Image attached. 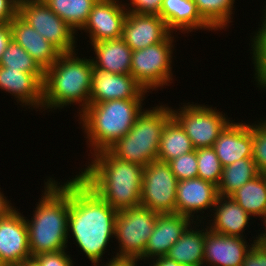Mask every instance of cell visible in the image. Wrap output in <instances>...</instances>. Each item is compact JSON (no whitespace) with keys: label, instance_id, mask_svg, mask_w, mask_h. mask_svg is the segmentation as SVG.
<instances>
[{"label":"cell","instance_id":"cell-23","mask_svg":"<svg viewBox=\"0 0 266 266\" xmlns=\"http://www.w3.org/2000/svg\"><path fill=\"white\" fill-rule=\"evenodd\" d=\"M214 211V212H213ZM214 220L209 222L208 228L214 233L243 237L246 226L249 227L250 215L230 196H220L213 207Z\"/></svg>","mask_w":266,"mask_h":266},{"label":"cell","instance_id":"cell-24","mask_svg":"<svg viewBox=\"0 0 266 266\" xmlns=\"http://www.w3.org/2000/svg\"><path fill=\"white\" fill-rule=\"evenodd\" d=\"M93 66L113 74H130L132 49L122 38L92 43Z\"/></svg>","mask_w":266,"mask_h":266},{"label":"cell","instance_id":"cell-18","mask_svg":"<svg viewBox=\"0 0 266 266\" xmlns=\"http://www.w3.org/2000/svg\"><path fill=\"white\" fill-rule=\"evenodd\" d=\"M195 221L184 215L159 214L152 234L149 237L143 260L154 261L156 258L165 257L169 249L179 240L186 228Z\"/></svg>","mask_w":266,"mask_h":266},{"label":"cell","instance_id":"cell-7","mask_svg":"<svg viewBox=\"0 0 266 266\" xmlns=\"http://www.w3.org/2000/svg\"><path fill=\"white\" fill-rule=\"evenodd\" d=\"M158 215L159 213L143 206L118 211L114 237L117 239L119 249L114 261H143V253Z\"/></svg>","mask_w":266,"mask_h":266},{"label":"cell","instance_id":"cell-32","mask_svg":"<svg viewBox=\"0 0 266 266\" xmlns=\"http://www.w3.org/2000/svg\"><path fill=\"white\" fill-rule=\"evenodd\" d=\"M198 174L197 177L218 186L223 167L213 147L196 149Z\"/></svg>","mask_w":266,"mask_h":266},{"label":"cell","instance_id":"cell-6","mask_svg":"<svg viewBox=\"0 0 266 266\" xmlns=\"http://www.w3.org/2000/svg\"><path fill=\"white\" fill-rule=\"evenodd\" d=\"M152 108L143 110L130 131L107 149L114 157L143 167L157 160L162 131L172 112L162 104Z\"/></svg>","mask_w":266,"mask_h":266},{"label":"cell","instance_id":"cell-30","mask_svg":"<svg viewBox=\"0 0 266 266\" xmlns=\"http://www.w3.org/2000/svg\"><path fill=\"white\" fill-rule=\"evenodd\" d=\"M200 15L217 31L230 24L235 0H193Z\"/></svg>","mask_w":266,"mask_h":266},{"label":"cell","instance_id":"cell-46","mask_svg":"<svg viewBox=\"0 0 266 266\" xmlns=\"http://www.w3.org/2000/svg\"><path fill=\"white\" fill-rule=\"evenodd\" d=\"M43 0H14L15 4L19 7L25 3H31V2H41Z\"/></svg>","mask_w":266,"mask_h":266},{"label":"cell","instance_id":"cell-2","mask_svg":"<svg viewBox=\"0 0 266 266\" xmlns=\"http://www.w3.org/2000/svg\"><path fill=\"white\" fill-rule=\"evenodd\" d=\"M91 156L77 175L116 211L140 206L144 167L120 160L108 150Z\"/></svg>","mask_w":266,"mask_h":266},{"label":"cell","instance_id":"cell-35","mask_svg":"<svg viewBox=\"0 0 266 266\" xmlns=\"http://www.w3.org/2000/svg\"><path fill=\"white\" fill-rule=\"evenodd\" d=\"M265 11V12H264ZM264 15L261 17L263 20H261L262 24L259 25L260 28H258V31H256L253 36V38H250L251 42V48L250 51H252V62L254 64V68L258 64H266V5L265 9H263Z\"/></svg>","mask_w":266,"mask_h":266},{"label":"cell","instance_id":"cell-29","mask_svg":"<svg viewBox=\"0 0 266 266\" xmlns=\"http://www.w3.org/2000/svg\"><path fill=\"white\" fill-rule=\"evenodd\" d=\"M98 0H43L71 28L80 30Z\"/></svg>","mask_w":266,"mask_h":266},{"label":"cell","instance_id":"cell-1","mask_svg":"<svg viewBox=\"0 0 266 266\" xmlns=\"http://www.w3.org/2000/svg\"><path fill=\"white\" fill-rule=\"evenodd\" d=\"M118 211L105 202L78 175L69 178V216L67 236L93 266H99L110 239L114 238ZM72 233V234H71ZM71 234V235H70ZM75 238V239H74ZM103 258V259H102Z\"/></svg>","mask_w":266,"mask_h":266},{"label":"cell","instance_id":"cell-16","mask_svg":"<svg viewBox=\"0 0 266 266\" xmlns=\"http://www.w3.org/2000/svg\"><path fill=\"white\" fill-rule=\"evenodd\" d=\"M205 226L204 266H241L249 250L259 241L256 235L248 245L245 238L214 233Z\"/></svg>","mask_w":266,"mask_h":266},{"label":"cell","instance_id":"cell-47","mask_svg":"<svg viewBox=\"0 0 266 266\" xmlns=\"http://www.w3.org/2000/svg\"><path fill=\"white\" fill-rule=\"evenodd\" d=\"M20 266H40L33 258L25 261L23 264Z\"/></svg>","mask_w":266,"mask_h":266},{"label":"cell","instance_id":"cell-14","mask_svg":"<svg viewBox=\"0 0 266 266\" xmlns=\"http://www.w3.org/2000/svg\"><path fill=\"white\" fill-rule=\"evenodd\" d=\"M147 92L131 74H113L92 66L89 104L115 99H144Z\"/></svg>","mask_w":266,"mask_h":266},{"label":"cell","instance_id":"cell-20","mask_svg":"<svg viewBox=\"0 0 266 266\" xmlns=\"http://www.w3.org/2000/svg\"><path fill=\"white\" fill-rule=\"evenodd\" d=\"M0 90L10 93L22 107L42 109L43 83L32 73L0 67Z\"/></svg>","mask_w":266,"mask_h":266},{"label":"cell","instance_id":"cell-17","mask_svg":"<svg viewBox=\"0 0 266 266\" xmlns=\"http://www.w3.org/2000/svg\"><path fill=\"white\" fill-rule=\"evenodd\" d=\"M172 32L159 15L128 12L122 39L132 51L164 41Z\"/></svg>","mask_w":266,"mask_h":266},{"label":"cell","instance_id":"cell-33","mask_svg":"<svg viewBox=\"0 0 266 266\" xmlns=\"http://www.w3.org/2000/svg\"><path fill=\"white\" fill-rule=\"evenodd\" d=\"M253 137L252 159L262 174L266 173V122L260 119L258 123L251 124Z\"/></svg>","mask_w":266,"mask_h":266},{"label":"cell","instance_id":"cell-10","mask_svg":"<svg viewBox=\"0 0 266 266\" xmlns=\"http://www.w3.org/2000/svg\"><path fill=\"white\" fill-rule=\"evenodd\" d=\"M177 183L168 162H150L143 170L140 206L159 214L175 213Z\"/></svg>","mask_w":266,"mask_h":266},{"label":"cell","instance_id":"cell-31","mask_svg":"<svg viewBox=\"0 0 266 266\" xmlns=\"http://www.w3.org/2000/svg\"><path fill=\"white\" fill-rule=\"evenodd\" d=\"M0 67L22 70L34 74L42 83L44 82V70L30 56V54L13 39L0 59Z\"/></svg>","mask_w":266,"mask_h":266},{"label":"cell","instance_id":"cell-45","mask_svg":"<svg viewBox=\"0 0 266 266\" xmlns=\"http://www.w3.org/2000/svg\"><path fill=\"white\" fill-rule=\"evenodd\" d=\"M264 227L265 228V232H261V234H259V244L262 245L265 249H266V221L263 222Z\"/></svg>","mask_w":266,"mask_h":266},{"label":"cell","instance_id":"cell-3","mask_svg":"<svg viewBox=\"0 0 266 266\" xmlns=\"http://www.w3.org/2000/svg\"><path fill=\"white\" fill-rule=\"evenodd\" d=\"M44 192L37 202L28 230L31 257L66 250L69 216V180L58 183L52 177L44 182Z\"/></svg>","mask_w":266,"mask_h":266},{"label":"cell","instance_id":"cell-22","mask_svg":"<svg viewBox=\"0 0 266 266\" xmlns=\"http://www.w3.org/2000/svg\"><path fill=\"white\" fill-rule=\"evenodd\" d=\"M159 16L166 22L168 29L175 34L193 30L216 31L199 13L193 0H163Z\"/></svg>","mask_w":266,"mask_h":266},{"label":"cell","instance_id":"cell-25","mask_svg":"<svg viewBox=\"0 0 266 266\" xmlns=\"http://www.w3.org/2000/svg\"><path fill=\"white\" fill-rule=\"evenodd\" d=\"M195 223L193 227L190 224L179 240L169 249L166 255L168 259L182 266H204L205 227L203 229L201 226L202 228L198 229L196 226L199 227L201 222L195 221ZM199 223L200 225H197Z\"/></svg>","mask_w":266,"mask_h":266},{"label":"cell","instance_id":"cell-38","mask_svg":"<svg viewBox=\"0 0 266 266\" xmlns=\"http://www.w3.org/2000/svg\"><path fill=\"white\" fill-rule=\"evenodd\" d=\"M241 266H266V249L259 242L255 243Z\"/></svg>","mask_w":266,"mask_h":266},{"label":"cell","instance_id":"cell-39","mask_svg":"<svg viewBox=\"0 0 266 266\" xmlns=\"http://www.w3.org/2000/svg\"><path fill=\"white\" fill-rule=\"evenodd\" d=\"M18 15L14 0H0V23H10Z\"/></svg>","mask_w":266,"mask_h":266},{"label":"cell","instance_id":"cell-21","mask_svg":"<svg viewBox=\"0 0 266 266\" xmlns=\"http://www.w3.org/2000/svg\"><path fill=\"white\" fill-rule=\"evenodd\" d=\"M12 39L23 47L45 71L61 55V52L19 15L11 22Z\"/></svg>","mask_w":266,"mask_h":266},{"label":"cell","instance_id":"cell-4","mask_svg":"<svg viewBox=\"0 0 266 266\" xmlns=\"http://www.w3.org/2000/svg\"><path fill=\"white\" fill-rule=\"evenodd\" d=\"M76 51L61 53L58 59L45 70L43 82V111L79 105V115L90 101L92 60L79 58ZM86 58V59H85ZM54 108V109H53ZM80 109V110H79Z\"/></svg>","mask_w":266,"mask_h":266},{"label":"cell","instance_id":"cell-41","mask_svg":"<svg viewBox=\"0 0 266 266\" xmlns=\"http://www.w3.org/2000/svg\"><path fill=\"white\" fill-rule=\"evenodd\" d=\"M254 71V79H256L255 82H257V87H259V89L261 87L263 90H266V64H258Z\"/></svg>","mask_w":266,"mask_h":266},{"label":"cell","instance_id":"cell-28","mask_svg":"<svg viewBox=\"0 0 266 266\" xmlns=\"http://www.w3.org/2000/svg\"><path fill=\"white\" fill-rule=\"evenodd\" d=\"M259 174L260 172L252 158L237 160L223 168L221 179L217 186L218 194L220 196H230Z\"/></svg>","mask_w":266,"mask_h":266},{"label":"cell","instance_id":"cell-8","mask_svg":"<svg viewBox=\"0 0 266 266\" xmlns=\"http://www.w3.org/2000/svg\"><path fill=\"white\" fill-rule=\"evenodd\" d=\"M144 49L132 51L130 74L146 90H155L172 83L174 37Z\"/></svg>","mask_w":266,"mask_h":266},{"label":"cell","instance_id":"cell-34","mask_svg":"<svg viewBox=\"0 0 266 266\" xmlns=\"http://www.w3.org/2000/svg\"><path fill=\"white\" fill-rule=\"evenodd\" d=\"M174 176L180 180L196 178L198 174L196 149L168 162Z\"/></svg>","mask_w":266,"mask_h":266},{"label":"cell","instance_id":"cell-19","mask_svg":"<svg viewBox=\"0 0 266 266\" xmlns=\"http://www.w3.org/2000/svg\"><path fill=\"white\" fill-rule=\"evenodd\" d=\"M252 146L251 123L232 120L219 134L213 148L224 168L237 160L252 158Z\"/></svg>","mask_w":266,"mask_h":266},{"label":"cell","instance_id":"cell-42","mask_svg":"<svg viewBox=\"0 0 266 266\" xmlns=\"http://www.w3.org/2000/svg\"><path fill=\"white\" fill-rule=\"evenodd\" d=\"M15 208L12 206L11 200L6 199V196L0 190V219L6 217Z\"/></svg>","mask_w":266,"mask_h":266},{"label":"cell","instance_id":"cell-12","mask_svg":"<svg viewBox=\"0 0 266 266\" xmlns=\"http://www.w3.org/2000/svg\"><path fill=\"white\" fill-rule=\"evenodd\" d=\"M16 209L0 219V262L3 266H20L32 258L25 217Z\"/></svg>","mask_w":266,"mask_h":266},{"label":"cell","instance_id":"cell-15","mask_svg":"<svg viewBox=\"0 0 266 266\" xmlns=\"http://www.w3.org/2000/svg\"><path fill=\"white\" fill-rule=\"evenodd\" d=\"M218 197V187L209 181L199 177L180 180L177 183L175 213L189 217L193 222L197 217L196 221L202 222L203 216L197 214H204L203 210L207 209L212 211Z\"/></svg>","mask_w":266,"mask_h":266},{"label":"cell","instance_id":"cell-5","mask_svg":"<svg viewBox=\"0 0 266 266\" xmlns=\"http://www.w3.org/2000/svg\"><path fill=\"white\" fill-rule=\"evenodd\" d=\"M145 99H115L89 104L79 116V124L91 154L107 150L124 137L144 110ZM143 108V109H142ZM91 146V147H90Z\"/></svg>","mask_w":266,"mask_h":266},{"label":"cell","instance_id":"cell-9","mask_svg":"<svg viewBox=\"0 0 266 266\" xmlns=\"http://www.w3.org/2000/svg\"><path fill=\"white\" fill-rule=\"evenodd\" d=\"M184 103L180 109L173 110L172 116L179 122L195 149L213 147L219 134L232 121L212 106Z\"/></svg>","mask_w":266,"mask_h":266},{"label":"cell","instance_id":"cell-44","mask_svg":"<svg viewBox=\"0 0 266 266\" xmlns=\"http://www.w3.org/2000/svg\"><path fill=\"white\" fill-rule=\"evenodd\" d=\"M105 266H137V261H126V260H116L114 261V257L108 260Z\"/></svg>","mask_w":266,"mask_h":266},{"label":"cell","instance_id":"cell-40","mask_svg":"<svg viewBox=\"0 0 266 266\" xmlns=\"http://www.w3.org/2000/svg\"><path fill=\"white\" fill-rule=\"evenodd\" d=\"M12 41V28L10 23H0V59Z\"/></svg>","mask_w":266,"mask_h":266},{"label":"cell","instance_id":"cell-37","mask_svg":"<svg viewBox=\"0 0 266 266\" xmlns=\"http://www.w3.org/2000/svg\"><path fill=\"white\" fill-rule=\"evenodd\" d=\"M129 1H130L129 3L124 4L128 12H133L138 14L159 15L163 0H129Z\"/></svg>","mask_w":266,"mask_h":266},{"label":"cell","instance_id":"cell-13","mask_svg":"<svg viewBox=\"0 0 266 266\" xmlns=\"http://www.w3.org/2000/svg\"><path fill=\"white\" fill-rule=\"evenodd\" d=\"M128 11L122 1L98 0L80 31L89 33L90 43L122 38Z\"/></svg>","mask_w":266,"mask_h":266},{"label":"cell","instance_id":"cell-26","mask_svg":"<svg viewBox=\"0 0 266 266\" xmlns=\"http://www.w3.org/2000/svg\"><path fill=\"white\" fill-rule=\"evenodd\" d=\"M194 150L192 141L179 122L172 116L163 128L157 160L169 162Z\"/></svg>","mask_w":266,"mask_h":266},{"label":"cell","instance_id":"cell-27","mask_svg":"<svg viewBox=\"0 0 266 266\" xmlns=\"http://www.w3.org/2000/svg\"><path fill=\"white\" fill-rule=\"evenodd\" d=\"M230 197L252 218L263 217L266 221V179L262 173L233 192Z\"/></svg>","mask_w":266,"mask_h":266},{"label":"cell","instance_id":"cell-11","mask_svg":"<svg viewBox=\"0 0 266 266\" xmlns=\"http://www.w3.org/2000/svg\"><path fill=\"white\" fill-rule=\"evenodd\" d=\"M18 15L61 53L76 51L77 33L57 16L43 1L25 3L18 7Z\"/></svg>","mask_w":266,"mask_h":266},{"label":"cell","instance_id":"cell-36","mask_svg":"<svg viewBox=\"0 0 266 266\" xmlns=\"http://www.w3.org/2000/svg\"><path fill=\"white\" fill-rule=\"evenodd\" d=\"M40 266H74L75 263L67 250L42 253L33 257ZM74 263V264H73Z\"/></svg>","mask_w":266,"mask_h":266},{"label":"cell","instance_id":"cell-43","mask_svg":"<svg viewBox=\"0 0 266 266\" xmlns=\"http://www.w3.org/2000/svg\"><path fill=\"white\" fill-rule=\"evenodd\" d=\"M150 264H149V266H182L179 263H177L176 261L168 259L166 256L156 258L154 261H151Z\"/></svg>","mask_w":266,"mask_h":266}]
</instances>
